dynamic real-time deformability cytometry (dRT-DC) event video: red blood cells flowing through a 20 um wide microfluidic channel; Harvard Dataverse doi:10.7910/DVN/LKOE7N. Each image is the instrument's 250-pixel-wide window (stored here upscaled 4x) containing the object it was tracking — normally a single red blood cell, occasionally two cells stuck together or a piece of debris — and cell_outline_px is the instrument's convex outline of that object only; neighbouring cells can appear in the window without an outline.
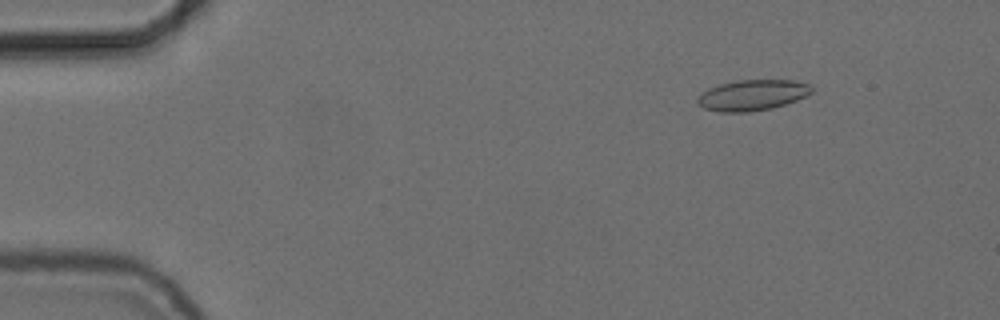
{"species": "common noctule bat (a hibernating species)", "species_latin": "Nyctalus noctula", "temperature_condition": "cold", "stored_images_in_passage": 55, "camera_frame_rate_fps": 3000, "um_per_image_px": 0.085, "animal": {"sex": "female", "body_mass_g": 24.6, "forearm_length_mm": 56.2}, "frame": {"image": 1, "passage_image": 7, "time_ms": 2.0, "image_size_px": [1000, 320], "cell_outline_px": [[812, 92], [796, 100], [772, 108], [748, 112], [720, 112], [704, 108], [696, 100], [708, 88], [720, 84], [736, 80], [792, 80], [808, 84], [812, 88]], "centroid_in_image_um": [63.94, 8.08], "position_along_channel_um": 21.1, "area_um2": 20.17}}
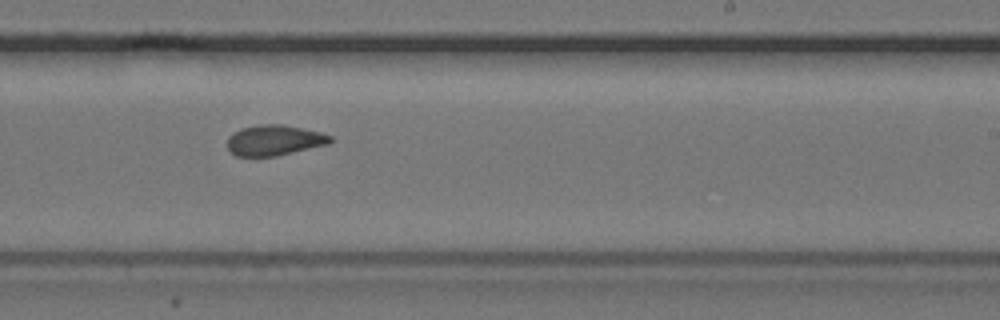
{"frame": {"image": 2, "passage_image": 34, "time_ms": 11.0, "image_size_px": [1000, 320], "cell_outline_px": [[332, 140], [328, 144], [276, 156], [236, 156], [228, 148], [228, 136], [232, 132], [240, 128], [260, 124], [280, 124], [320, 132], [332, 136]], "centroid_in_image_um": [23.29, 11.91], "position_along_channel_um": 265.7, "area_um2": 18.21}}
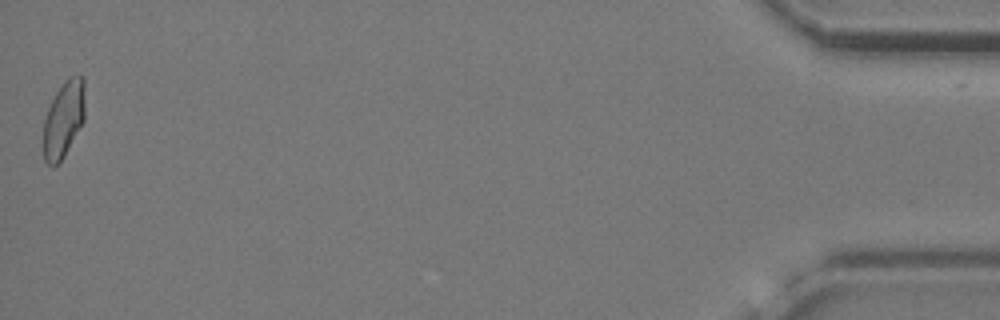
{"frame": {"image": 3, "passage_image": 55, "time_ms": 18.0, "image_size_px": [1000, 320], "cell_outline_px": [[84, 120], [64, 156], [52, 168], [44, 160], [44, 120], [48, 108], [56, 92], [64, 80], [72, 76], [84, 76]], "centroid_in_image_um": [5.41, 10.12], "position_along_channel_um": 429.8, "area_um2": 18.32}, "authors_computed_cell_mechanics": {"area_um2": 18.9584, "velocity_mm_per_s": 3.7266, "shape_relaxation_time_tau1_ms": null, "shape_relaxation_time_tau2_ms": 1.4772, "deformation_change_tau1": null, "deformation_change_tau2": 0.0611}}